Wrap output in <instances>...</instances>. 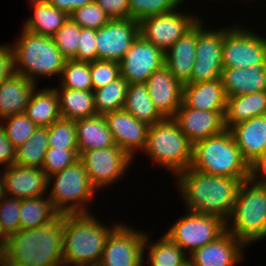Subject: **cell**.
<instances>
[{
    "mask_svg": "<svg viewBox=\"0 0 266 266\" xmlns=\"http://www.w3.org/2000/svg\"><path fill=\"white\" fill-rule=\"evenodd\" d=\"M19 39L11 44L14 51L15 73L38 83V78L60 79L66 58L51 37L32 33L24 28Z\"/></svg>",
    "mask_w": 266,
    "mask_h": 266,
    "instance_id": "6",
    "label": "cell"
},
{
    "mask_svg": "<svg viewBox=\"0 0 266 266\" xmlns=\"http://www.w3.org/2000/svg\"><path fill=\"white\" fill-rule=\"evenodd\" d=\"M236 24L224 27L223 68L246 69L266 64V38Z\"/></svg>",
    "mask_w": 266,
    "mask_h": 266,
    "instance_id": "9",
    "label": "cell"
},
{
    "mask_svg": "<svg viewBox=\"0 0 266 266\" xmlns=\"http://www.w3.org/2000/svg\"><path fill=\"white\" fill-rule=\"evenodd\" d=\"M226 111L195 110L183 102L172 117L179 129L194 144L223 132Z\"/></svg>",
    "mask_w": 266,
    "mask_h": 266,
    "instance_id": "17",
    "label": "cell"
},
{
    "mask_svg": "<svg viewBox=\"0 0 266 266\" xmlns=\"http://www.w3.org/2000/svg\"><path fill=\"white\" fill-rule=\"evenodd\" d=\"M190 168L221 177H253L252 168L242 157L229 129L193 144Z\"/></svg>",
    "mask_w": 266,
    "mask_h": 266,
    "instance_id": "5",
    "label": "cell"
},
{
    "mask_svg": "<svg viewBox=\"0 0 266 266\" xmlns=\"http://www.w3.org/2000/svg\"><path fill=\"white\" fill-rule=\"evenodd\" d=\"M48 147V127L38 126L28 140L16 149L15 164L42 168Z\"/></svg>",
    "mask_w": 266,
    "mask_h": 266,
    "instance_id": "34",
    "label": "cell"
},
{
    "mask_svg": "<svg viewBox=\"0 0 266 266\" xmlns=\"http://www.w3.org/2000/svg\"><path fill=\"white\" fill-rule=\"evenodd\" d=\"M254 177H263L266 174V149L261 159L252 167Z\"/></svg>",
    "mask_w": 266,
    "mask_h": 266,
    "instance_id": "51",
    "label": "cell"
},
{
    "mask_svg": "<svg viewBox=\"0 0 266 266\" xmlns=\"http://www.w3.org/2000/svg\"><path fill=\"white\" fill-rule=\"evenodd\" d=\"M1 169H4L5 196L20 200L47 196L48 177L42 168L13 164Z\"/></svg>",
    "mask_w": 266,
    "mask_h": 266,
    "instance_id": "20",
    "label": "cell"
},
{
    "mask_svg": "<svg viewBox=\"0 0 266 266\" xmlns=\"http://www.w3.org/2000/svg\"><path fill=\"white\" fill-rule=\"evenodd\" d=\"M92 214L67 215L63 227L64 266L100 263L106 239L120 222H115L110 227Z\"/></svg>",
    "mask_w": 266,
    "mask_h": 266,
    "instance_id": "3",
    "label": "cell"
},
{
    "mask_svg": "<svg viewBox=\"0 0 266 266\" xmlns=\"http://www.w3.org/2000/svg\"><path fill=\"white\" fill-rule=\"evenodd\" d=\"M20 199L3 196L0 199V232L6 239L20 230Z\"/></svg>",
    "mask_w": 266,
    "mask_h": 266,
    "instance_id": "42",
    "label": "cell"
},
{
    "mask_svg": "<svg viewBox=\"0 0 266 266\" xmlns=\"http://www.w3.org/2000/svg\"><path fill=\"white\" fill-rule=\"evenodd\" d=\"M147 233L143 247V256L147 253L148 257L146 265L182 266L188 261V255L165 234L157 241L150 242L149 232Z\"/></svg>",
    "mask_w": 266,
    "mask_h": 266,
    "instance_id": "33",
    "label": "cell"
},
{
    "mask_svg": "<svg viewBox=\"0 0 266 266\" xmlns=\"http://www.w3.org/2000/svg\"><path fill=\"white\" fill-rule=\"evenodd\" d=\"M5 196V187H4V172H0V199Z\"/></svg>",
    "mask_w": 266,
    "mask_h": 266,
    "instance_id": "52",
    "label": "cell"
},
{
    "mask_svg": "<svg viewBox=\"0 0 266 266\" xmlns=\"http://www.w3.org/2000/svg\"><path fill=\"white\" fill-rule=\"evenodd\" d=\"M26 116L39 127H49L61 118L59 99L51 87L35 88L26 106Z\"/></svg>",
    "mask_w": 266,
    "mask_h": 266,
    "instance_id": "29",
    "label": "cell"
},
{
    "mask_svg": "<svg viewBox=\"0 0 266 266\" xmlns=\"http://www.w3.org/2000/svg\"><path fill=\"white\" fill-rule=\"evenodd\" d=\"M69 18L81 28L92 30L99 29L110 20L104 10L95 1L74 10L69 15Z\"/></svg>",
    "mask_w": 266,
    "mask_h": 266,
    "instance_id": "43",
    "label": "cell"
},
{
    "mask_svg": "<svg viewBox=\"0 0 266 266\" xmlns=\"http://www.w3.org/2000/svg\"><path fill=\"white\" fill-rule=\"evenodd\" d=\"M37 84L23 75L14 73L0 83V119L24 113Z\"/></svg>",
    "mask_w": 266,
    "mask_h": 266,
    "instance_id": "26",
    "label": "cell"
},
{
    "mask_svg": "<svg viewBox=\"0 0 266 266\" xmlns=\"http://www.w3.org/2000/svg\"><path fill=\"white\" fill-rule=\"evenodd\" d=\"M16 149L7 138L6 131L0 124V165L10 167L15 164Z\"/></svg>",
    "mask_w": 266,
    "mask_h": 266,
    "instance_id": "49",
    "label": "cell"
},
{
    "mask_svg": "<svg viewBox=\"0 0 266 266\" xmlns=\"http://www.w3.org/2000/svg\"><path fill=\"white\" fill-rule=\"evenodd\" d=\"M90 76L93 90L105 87L121 76L120 64L116 61L95 60L90 62Z\"/></svg>",
    "mask_w": 266,
    "mask_h": 266,
    "instance_id": "45",
    "label": "cell"
},
{
    "mask_svg": "<svg viewBox=\"0 0 266 266\" xmlns=\"http://www.w3.org/2000/svg\"><path fill=\"white\" fill-rule=\"evenodd\" d=\"M179 9L144 18L139 22V34L165 53L201 20L199 16Z\"/></svg>",
    "mask_w": 266,
    "mask_h": 266,
    "instance_id": "13",
    "label": "cell"
},
{
    "mask_svg": "<svg viewBox=\"0 0 266 266\" xmlns=\"http://www.w3.org/2000/svg\"><path fill=\"white\" fill-rule=\"evenodd\" d=\"M72 60L89 63L97 60L96 30L81 28L78 50Z\"/></svg>",
    "mask_w": 266,
    "mask_h": 266,
    "instance_id": "46",
    "label": "cell"
},
{
    "mask_svg": "<svg viewBox=\"0 0 266 266\" xmlns=\"http://www.w3.org/2000/svg\"><path fill=\"white\" fill-rule=\"evenodd\" d=\"M45 197L39 196L20 200V230L40 227L58 213L49 198Z\"/></svg>",
    "mask_w": 266,
    "mask_h": 266,
    "instance_id": "35",
    "label": "cell"
},
{
    "mask_svg": "<svg viewBox=\"0 0 266 266\" xmlns=\"http://www.w3.org/2000/svg\"><path fill=\"white\" fill-rule=\"evenodd\" d=\"M81 27L70 18L52 37L55 46L67 60H72L77 53Z\"/></svg>",
    "mask_w": 266,
    "mask_h": 266,
    "instance_id": "41",
    "label": "cell"
},
{
    "mask_svg": "<svg viewBox=\"0 0 266 266\" xmlns=\"http://www.w3.org/2000/svg\"><path fill=\"white\" fill-rule=\"evenodd\" d=\"M15 73L13 46L0 43V83Z\"/></svg>",
    "mask_w": 266,
    "mask_h": 266,
    "instance_id": "48",
    "label": "cell"
},
{
    "mask_svg": "<svg viewBox=\"0 0 266 266\" xmlns=\"http://www.w3.org/2000/svg\"><path fill=\"white\" fill-rule=\"evenodd\" d=\"M182 266H193V264L188 260Z\"/></svg>",
    "mask_w": 266,
    "mask_h": 266,
    "instance_id": "55",
    "label": "cell"
},
{
    "mask_svg": "<svg viewBox=\"0 0 266 266\" xmlns=\"http://www.w3.org/2000/svg\"><path fill=\"white\" fill-rule=\"evenodd\" d=\"M266 115V91L227 97L225 127Z\"/></svg>",
    "mask_w": 266,
    "mask_h": 266,
    "instance_id": "30",
    "label": "cell"
},
{
    "mask_svg": "<svg viewBox=\"0 0 266 266\" xmlns=\"http://www.w3.org/2000/svg\"><path fill=\"white\" fill-rule=\"evenodd\" d=\"M47 188H51L47 196L58 213H91L89 210L91 208H87V205L95 199L97 189L89 180L80 160L67 166L61 172L49 176Z\"/></svg>",
    "mask_w": 266,
    "mask_h": 266,
    "instance_id": "8",
    "label": "cell"
},
{
    "mask_svg": "<svg viewBox=\"0 0 266 266\" xmlns=\"http://www.w3.org/2000/svg\"><path fill=\"white\" fill-rule=\"evenodd\" d=\"M116 146L125 151L132 159L136 152L146 146L149 125L138 121L124 109L104 115Z\"/></svg>",
    "mask_w": 266,
    "mask_h": 266,
    "instance_id": "18",
    "label": "cell"
},
{
    "mask_svg": "<svg viewBox=\"0 0 266 266\" xmlns=\"http://www.w3.org/2000/svg\"><path fill=\"white\" fill-rule=\"evenodd\" d=\"M0 266H16V265H13L11 262L0 256Z\"/></svg>",
    "mask_w": 266,
    "mask_h": 266,
    "instance_id": "53",
    "label": "cell"
},
{
    "mask_svg": "<svg viewBox=\"0 0 266 266\" xmlns=\"http://www.w3.org/2000/svg\"><path fill=\"white\" fill-rule=\"evenodd\" d=\"M49 147L77 149L75 120L60 118L48 127Z\"/></svg>",
    "mask_w": 266,
    "mask_h": 266,
    "instance_id": "39",
    "label": "cell"
},
{
    "mask_svg": "<svg viewBox=\"0 0 266 266\" xmlns=\"http://www.w3.org/2000/svg\"><path fill=\"white\" fill-rule=\"evenodd\" d=\"M164 52L140 34L125 53L120 75L129 83H145L149 76L165 65Z\"/></svg>",
    "mask_w": 266,
    "mask_h": 266,
    "instance_id": "16",
    "label": "cell"
},
{
    "mask_svg": "<svg viewBox=\"0 0 266 266\" xmlns=\"http://www.w3.org/2000/svg\"><path fill=\"white\" fill-rule=\"evenodd\" d=\"M202 21L201 19L196 24V60L190 80L186 84L219 79L223 70L224 27L212 30L204 27Z\"/></svg>",
    "mask_w": 266,
    "mask_h": 266,
    "instance_id": "12",
    "label": "cell"
},
{
    "mask_svg": "<svg viewBox=\"0 0 266 266\" xmlns=\"http://www.w3.org/2000/svg\"><path fill=\"white\" fill-rule=\"evenodd\" d=\"M138 36V21L110 19L96 30L97 60L120 62Z\"/></svg>",
    "mask_w": 266,
    "mask_h": 266,
    "instance_id": "15",
    "label": "cell"
},
{
    "mask_svg": "<svg viewBox=\"0 0 266 266\" xmlns=\"http://www.w3.org/2000/svg\"><path fill=\"white\" fill-rule=\"evenodd\" d=\"M78 155L86 150L116 146L104 115L75 120Z\"/></svg>",
    "mask_w": 266,
    "mask_h": 266,
    "instance_id": "27",
    "label": "cell"
},
{
    "mask_svg": "<svg viewBox=\"0 0 266 266\" xmlns=\"http://www.w3.org/2000/svg\"><path fill=\"white\" fill-rule=\"evenodd\" d=\"M129 83L120 76L105 87L93 90L97 115L123 109Z\"/></svg>",
    "mask_w": 266,
    "mask_h": 266,
    "instance_id": "36",
    "label": "cell"
},
{
    "mask_svg": "<svg viewBox=\"0 0 266 266\" xmlns=\"http://www.w3.org/2000/svg\"><path fill=\"white\" fill-rule=\"evenodd\" d=\"M0 124L5 129L7 138L15 149L24 144L38 127L25 113L0 120Z\"/></svg>",
    "mask_w": 266,
    "mask_h": 266,
    "instance_id": "40",
    "label": "cell"
},
{
    "mask_svg": "<svg viewBox=\"0 0 266 266\" xmlns=\"http://www.w3.org/2000/svg\"><path fill=\"white\" fill-rule=\"evenodd\" d=\"M229 130L242 157L252 168L266 149V115L235 124Z\"/></svg>",
    "mask_w": 266,
    "mask_h": 266,
    "instance_id": "22",
    "label": "cell"
},
{
    "mask_svg": "<svg viewBox=\"0 0 266 266\" xmlns=\"http://www.w3.org/2000/svg\"><path fill=\"white\" fill-rule=\"evenodd\" d=\"M177 191L185 204V211L216 215L226 221L232 211L240 179L206 174L192 168L175 176Z\"/></svg>",
    "mask_w": 266,
    "mask_h": 266,
    "instance_id": "2",
    "label": "cell"
},
{
    "mask_svg": "<svg viewBox=\"0 0 266 266\" xmlns=\"http://www.w3.org/2000/svg\"><path fill=\"white\" fill-rule=\"evenodd\" d=\"M220 80L227 97L266 91V64L246 69L223 68Z\"/></svg>",
    "mask_w": 266,
    "mask_h": 266,
    "instance_id": "23",
    "label": "cell"
},
{
    "mask_svg": "<svg viewBox=\"0 0 266 266\" xmlns=\"http://www.w3.org/2000/svg\"><path fill=\"white\" fill-rule=\"evenodd\" d=\"M79 160L83 163L93 186L101 190L123 179L122 176L135 159L118 146H111L86 150L79 155Z\"/></svg>",
    "mask_w": 266,
    "mask_h": 266,
    "instance_id": "11",
    "label": "cell"
},
{
    "mask_svg": "<svg viewBox=\"0 0 266 266\" xmlns=\"http://www.w3.org/2000/svg\"><path fill=\"white\" fill-rule=\"evenodd\" d=\"M225 223L226 230L247 247L266 238L265 179L253 176L241 183Z\"/></svg>",
    "mask_w": 266,
    "mask_h": 266,
    "instance_id": "4",
    "label": "cell"
},
{
    "mask_svg": "<svg viewBox=\"0 0 266 266\" xmlns=\"http://www.w3.org/2000/svg\"><path fill=\"white\" fill-rule=\"evenodd\" d=\"M193 144L179 129L173 118L149 126L146 146L142 153L159 167L176 176L192 162Z\"/></svg>",
    "mask_w": 266,
    "mask_h": 266,
    "instance_id": "7",
    "label": "cell"
},
{
    "mask_svg": "<svg viewBox=\"0 0 266 266\" xmlns=\"http://www.w3.org/2000/svg\"><path fill=\"white\" fill-rule=\"evenodd\" d=\"M67 215L57 213L40 227L8 236L0 256L16 266H64L63 227Z\"/></svg>",
    "mask_w": 266,
    "mask_h": 266,
    "instance_id": "1",
    "label": "cell"
},
{
    "mask_svg": "<svg viewBox=\"0 0 266 266\" xmlns=\"http://www.w3.org/2000/svg\"><path fill=\"white\" fill-rule=\"evenodd\" d=\"M33 13L23 25V28L39 35L53 37L69 19L64 11L52 6L47 0H29Z\"/></svg>",
    "mask_w": 266,
    "mask_h": 266,
    "instance_id": "28",
    "label": "cell"
},
{
    "mask_svg": "<svg viewBox=\"0 0 266 266\" xmlns=\"http://www.w3.org/2000/svg\"><path fill=\"white\" fill-rule=\"evenodd\" d=\"M53 88L58 94L62 118L78 120L97 115L93 91L73 90L61 85Z\"/></svg>",
    "mask_w": 266,
    "mask_h": 266,
    "instance_id": "31",
    "label": "cell"
},
{
    "mask_svg": "<svg viewBox=\"0 0 266 266\" xmlns=\"http://www.w3.org/2000/svg\"><path fill=\"white\" fill-rule=\"evenodd\" d=\"M86 266H100L99 264H95V265H86Z\"/></svg>",
    "mask_w": 266,
    "mask_h": 266,
    "instance_id": "56",
    "label": "cell"
},
{
    "mask_svg": "<svg viewBox=\"0 0 266 266\" xmlns=\"http://www.w3.org/2000/svg\"><path fill=\"white\" fill-rule=\"evenodd\" d=\"M4 245H5V238L3 237V235L0 232V252L3 249Z\"/></svg>",
    "mask_w": 266,
    "mask_h": 266,
    "instance_id": "54",
    "label": "cell"
},
{
    "mask_svg": "<svg viewBox=\"0 0 266 266\" xmlns=\"http://www.w3.org/2000/svg\"><path fill=\"white\" fill-rule=\"evenodd\" d=\"M110 19L130 18L128 0H94Z\"/></svg>",
    "mask_w": 266,
    "mask_h": 266,
    "instance_id": "47",
    "label": "cell"
},
{
    "mask_svg": "<svg viewBox=\"0 0 266 266\" xmlns=\"http://www.w3.org/2000/svg\"><path fill=\"white\" fill-rule=\"evenodd\" d=\"M123 109L149 126L165 119L151 100L145 83L129 84Z\"/></svg>",
    "mask_w": 266,
    "mask_h": 266,
    "instance_id": "32",
    "label": "cell"
},
{
    "mask_svg": "<svg viewBox=\"0 0 266 266\" xmlns=\"http://www.w3.org/2000/svg\"><path fill=\"white\" fill-rule=\"evenodd\" d=\"M130 18L140 22L144 18L171 12L182 5V0H128Z\"/></svg>",
    "mask_w": 266,
    "mask_h": 266,
    "instance_id": "38",
    "label": "cell"
},
{
    "mask_svg": "<svg viewBox=\"0 0 266 266\" xmlns=\"http://www.w3.org/2000/svg\"><path fill=\"white\" fill-rule=\"evenodd\" d=\"M79 160L78 149H60L48 147L42 169L47 177L61 172L67 166L74 164Z\"/></svg>",
    "mask_w": 266,
    "mask_h": 266,
    "instance_id": "44",
    "label": "cell"
},
{
    "mask_svg": "<svg viewBox=\"0 0 266 266\" xmlns=\"http://www.w3.org/2000/svg\"><path fill=\"white\" fill-rule=\"evenodd\" d=\"M186 212L188 213L168 228L165 235L188 256L200 247L216 240L226 231V221L216 215Z\"/></svg>",
    "mask_w": 266,
    "mask_h": 266,
    "instance_id": "10",
    "label": "cell"
},
{
    "mask_svg": "<svg viewBox=\"0 0 266 266\" xmlns=\"http://www.w3.org/2000/svg\"><path fill=\"white\" fill-rule=\"evenodd\" d=\"M146 232L119 223L108 235L100 266H144Z\"/></svg>",
    "mask_w": 266,
    "mask_h": 266,
    "instance_id": "14",
    "label": "cell"
},
{
    "mask_svg": "<svg viewBox=\"0 0 266 266\" xmlns=\"http://www.w3.org/2000/svg\"><path fill=\"white\" fill-rule=\"evenodd\" d=\"M183 103L195 110L226 111L227 95L220 78L184 84Z\"/></svg>",
    "mask_w": 266,
    "mask_h": 266,
    "instance_id": "25",
    "label": "cell"
},
{
    "mask_svg": "<svg viewBox=\"0 0 266 266\" xmlns=\"http://www.w3.org/2000/svg\"><path fill=\"white\" fill-rule=\"evenodd\" d=\"M196 25L179 38L165 53L164 62L170 73L183 85L192 75L196 60Z\"/></svg>",
    "mask_w": 266,
    "mask_h": 266,
    "instance_id": "24",
    "label": "cell"
},
{
    "mask_svg": "<svg viewBox=\"0 0 266 266\" xmlns=\"http://www.w3.org/2000/svg\"><path fill=\"white\" fill-rule=\"evenodd\" d=\"M52 6L70 15L74 10L82 8L94 0H47Z\"/></svg>",
    "mask_w": 266,
    "mask_h": 266,
    "instance_id": "50",
    "label": "cell"
},
{
    "mask_svg": "<svg viewBox=\"0 0 266 266\" xmlns=\"http://www.w3.org/2000/svg\"><path fill=\"white\" fill-rule=\"evenodd\" d=\"M59 82L65 88L93 91L90 63L66 60Z\"/></svg>",
    "mask_w": 266,
    "mask_h": 266,
    "instance_id": "37",
    "label": "cell"
},
{
    "mask_svg": "<svg viewBox=\"0 0 266 266\" xmlns=\"http://www.w3.org/2000/svg\"><path fill=\"white\" fill-rule=\"evenodd\" d=\"M155 107L165 118H172L183 102V84L166 65L154 71L145 82Z\"/></svg>",
    "mask_w": 266,
    "mask_h": 266,
    "instance_id": "19",
    "label": "cell"
},
{
    "mask_svg": "<svg viewBox=\"0 0 266 266\" xmlns=\"http://www.w3.org/2000/svg\"><path fill=\"white\" fill-rule=\"evenodd\" d=\"M246 246L227 230L216 240L188 256L193 266H237L244 258Z\"/></svg>",
    "mask_w": 266,
    "mask_h": 266,
    "instance_id": "21",
    "label": "cell"
}]
</instances>
